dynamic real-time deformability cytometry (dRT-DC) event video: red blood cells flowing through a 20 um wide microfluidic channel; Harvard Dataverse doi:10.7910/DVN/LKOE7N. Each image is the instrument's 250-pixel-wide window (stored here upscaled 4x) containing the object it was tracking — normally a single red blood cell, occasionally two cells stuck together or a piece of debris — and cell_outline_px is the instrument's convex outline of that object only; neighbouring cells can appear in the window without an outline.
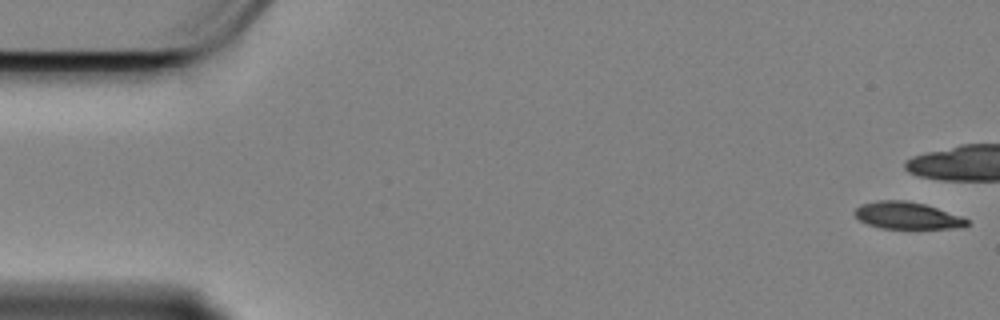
{"species": "Egyptian fruit bat (a non-hibernating species)", "species_latin": "Rousettus aegyptiacus", "temperature_condition": "cold", "stored_images_in_passage": 13, "camera_frame_rate_fps": 3000, "um_per_image_px": 0.085, "animal": {"sex": "female"}, "frame": {"image": 1, "passage_image": 1, "time_ms": 0.0, "image_size_px": [1000, 320], "cell_outline_px": [[968, 224], [964, 228], [880, 228], [868, 224], [860, 220], [852, 212], [860, 204], [880, 200], [904, 200], [924, 204], [960, 216], [968, 220]], "centroid_in_image_um": [77.08, 18.32], "position_along_channel_um": 7.9, "area_um2": 17.51}}